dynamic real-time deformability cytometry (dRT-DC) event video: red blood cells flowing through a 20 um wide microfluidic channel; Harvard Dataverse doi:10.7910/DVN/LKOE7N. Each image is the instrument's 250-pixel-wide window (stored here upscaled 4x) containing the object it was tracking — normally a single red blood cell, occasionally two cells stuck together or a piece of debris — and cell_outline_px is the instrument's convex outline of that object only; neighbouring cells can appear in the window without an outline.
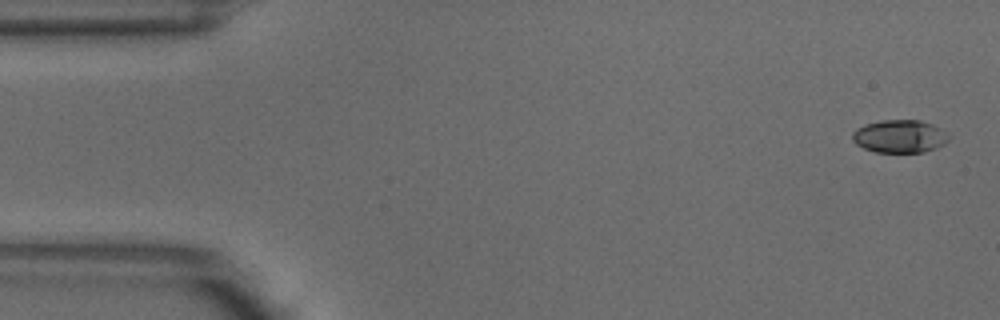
{"species": "common noctule bat (a hibernating species)", "species_latin": "Nyctalus noctula", "temperature_condition": "warm", "stored_images_in_passage": 4, "camera_frame_rate_fps": 3000, "um_per_image_px": 0.085, "animal": {"sex": "male", "body_mass_g": 18.8}, "frame": {"image": 1, "passage_image": 1, "time_ms": 0.0, "image_size_px": [1000, 320], "cell_outline_px": [[952, 136], [944, 144], [936, 148], [924, 152], [876, 152], [864, 148], [856, 144], [852, 140], [852, 132], [856, 128], [864, 124], [880, 120], [920, 120], [932, 124], [940, 128]], "centroid_in_image_um": [76.47, 11.58], "position_along_channel_um": 8.5, "area_um2": 18.67}}
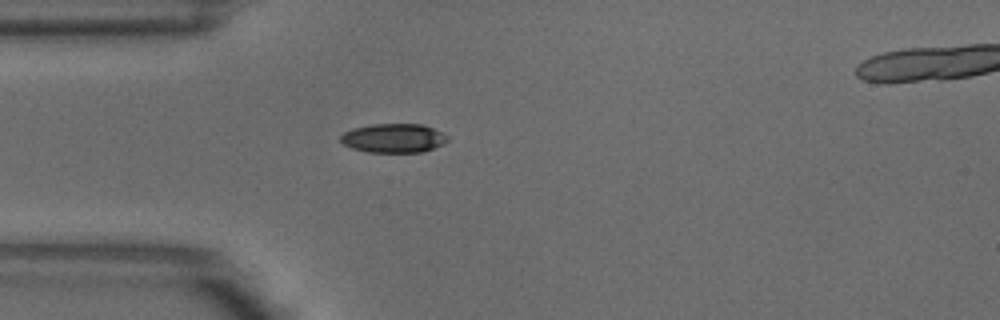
{"frame": {"image": 2, "passage_image": 3, "time_ms": 0.667, "image_size_px": [1000, 320], "cell_outline_px": [[448, 140], [444, 144], [424, 152], [368, 152], [352, 148], [344, 144], [340, 140], [340, 136], [344, 132], [352, 128], [372, 124], [420, 124], [432, 128], [448, 136]], "centroid_in_image_um": [33.45, 11.74], "position_along_channel_um": 51.6, "area_um2": 18.09}}